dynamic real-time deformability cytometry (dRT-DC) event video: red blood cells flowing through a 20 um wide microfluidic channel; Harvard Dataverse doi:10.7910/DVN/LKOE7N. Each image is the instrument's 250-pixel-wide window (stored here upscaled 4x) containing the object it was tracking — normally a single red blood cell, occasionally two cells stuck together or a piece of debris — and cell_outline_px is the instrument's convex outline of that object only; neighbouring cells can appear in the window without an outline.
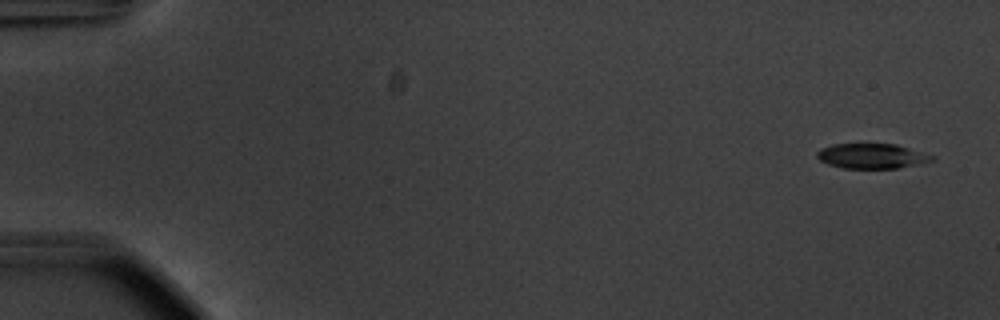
{"species": "common noctule bat (a hibernating species)", "species_latin": "Nyctalus noctula", "temperature_condition": "warm", "stored_images_in_passage": 53, "camera_frame_rate_fps": 3000, "um_per_image_px": 0.085, "animal": {"sex": "male", "body_mass_g": 20.1, "forearm_length_mm": 53.5}, "frame": {"image": 1, "passage_image": 1, "time_ms": 0.0, "image_size_px": [1000, 320], "cell_outline_px": [[936, 160], [896, 168], [844, 168], [828, 164], [820, 160], [816, 156], [816, 152], [820, 148], [832, 144], [896, 144], [936, 156]], "centroid_in_image_um": [74.1, 13.25], "position_along_channel_um": 10.9, "area_um2": 16.7}}
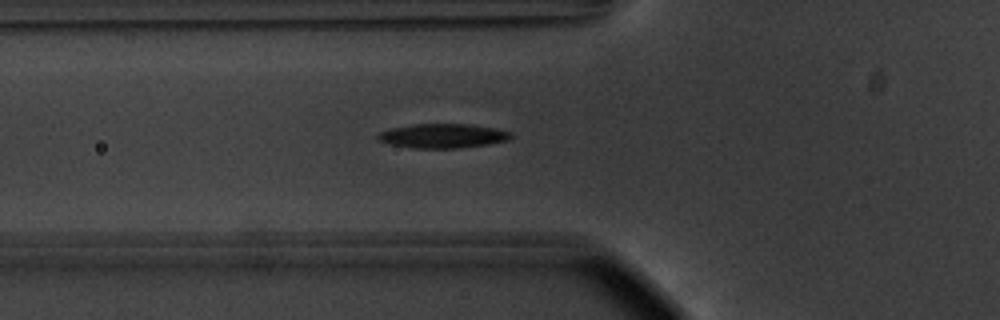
{"frame": {"image": 2, "passage_image": 19, "time_ms": 6.0, "image_size_px": [1000, 320], "cell_outline_px": [[512, 136], [508, 140], [488, 144], [460, 148], [412, 148], [392, 144], [380, 140], [376, 136], [380, 132], [388, 128], [412, 124], [472, 124], [496, 128], [512, 132]], "centroid_in_image_um": [37.65, 11.54], "position_along_channel_um": 88.1, "area_um2": 18.9}}
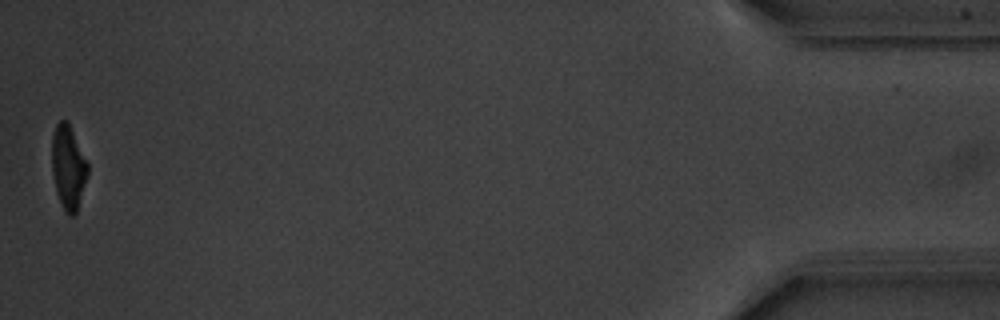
{"frame": {"image": 3, "passage_image": 53, "time_ms": 17.333, "image_size_px": [1000, 320], "cell_outline_px": [[88, 172], [76, 216], [68, 216], [64, 212], [56, 192], [52, 172], [52, 136], [56, 124], [60, 120], [68, 120], [88, 164]], "centroid_in_image_um": [5.8, 14.24], "position_along_channel_um": 429.4, "area_um2": 17.69}, "authors_computed_cell_mechanics": {"area_um2": 18.9006, "velocity_mm_per_s": 3.7529, "shape_relaxation_time_tau1_ms": 3.0854, "shape_relaxation_time_tau2_ms": 2.6079, "deformation_change_tau1": 0.1769, "deformation_change_tau2": 0.0881}}